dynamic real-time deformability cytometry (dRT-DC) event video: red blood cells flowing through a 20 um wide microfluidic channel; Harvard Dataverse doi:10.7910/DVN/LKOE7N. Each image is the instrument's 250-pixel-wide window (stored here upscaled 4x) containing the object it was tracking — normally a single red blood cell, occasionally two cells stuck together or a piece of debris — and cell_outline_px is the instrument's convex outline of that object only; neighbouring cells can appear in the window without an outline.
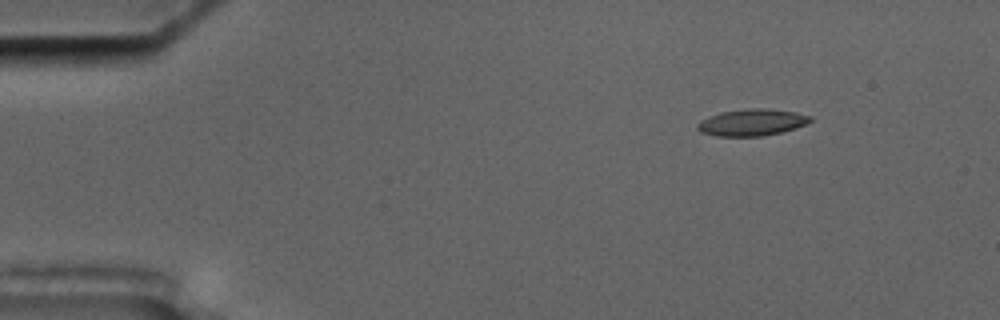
{"species": "common noctule bat (a hibernating species)", "species_latin": "Nyctalus noctula", "temperature_condition": "cold", "stored_images_in_passage": 10, "camera_frame_rate_fps": 3000, "um_per_image_px": 0.085, "animal": {"sex": "male", "body_mass_g": 17.5, "forearm_length_mm": 52.3}, "frame": {"image": 1, "passage_image": 2, "time_ms": 1.0, "image_size_px": [1000, 320], "cell_outline_px": [[812, 120], [796, 128], [764, 136], [716, 136], [700, 132], [696, 128], [696, 124], [700, 120], [708, 116], [720, 112], [752, 108], [764, 108], [796, 112], [812, 116]], "centroid_in_image_um": [63.87, 10.4], "position_along_channel_um": 21.1, "area_um2": 17.63}}
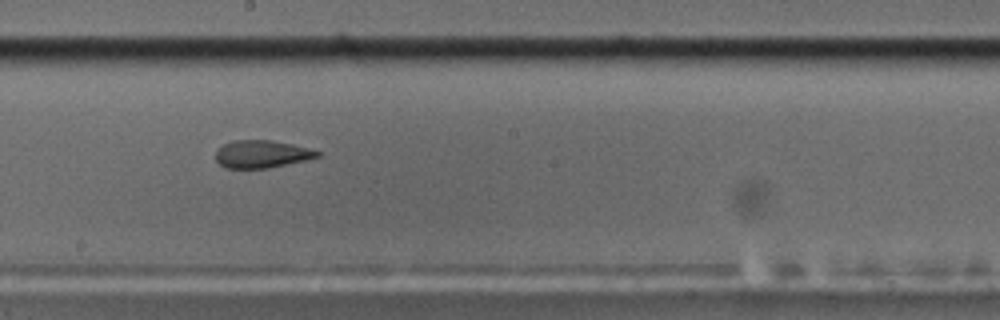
{"frame": {"image": 2, "passage_image": 9, "time_ms": 9.333, "image_size_px": [1000, 320], "cell_outline_px": [[320, 156], [304, 160], [268, 168], [224, 168], [216, 160], [216, 152], [224, 144], [236, 140], [272, 140], [292, 144], [308, 148], [320, 152]], "centroid_in_image_um": [22.23, 13.09], "position_along_channel_um": 226.0, "area_um2": 16.13}}
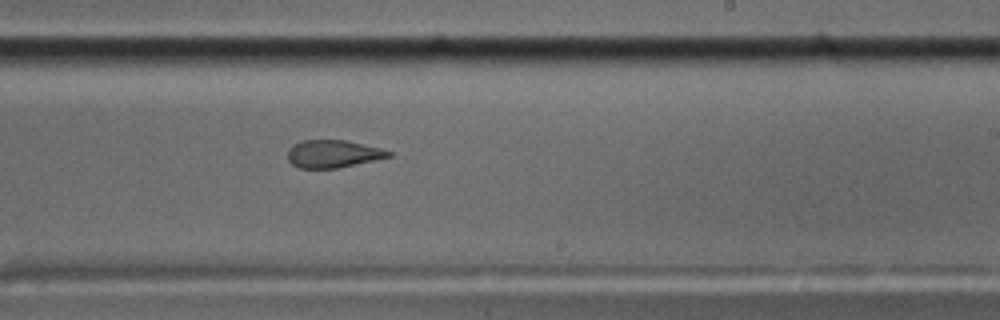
{"frame": {"image": 3, "passage_image": 10, "time_ms": 10.333, "image_size_px": [1000, 320], "cell_outline_px": [[392, 156], [336, 168], [300, 168], [292, 164], [288, 160], [288, 148], [300, 140], [348, 140], [380, 148], [392, 152]], "centroid_in_image_um": [28.28, 13.06], "position_along_channel_um": 260.7, "area_um2": 16.18}}